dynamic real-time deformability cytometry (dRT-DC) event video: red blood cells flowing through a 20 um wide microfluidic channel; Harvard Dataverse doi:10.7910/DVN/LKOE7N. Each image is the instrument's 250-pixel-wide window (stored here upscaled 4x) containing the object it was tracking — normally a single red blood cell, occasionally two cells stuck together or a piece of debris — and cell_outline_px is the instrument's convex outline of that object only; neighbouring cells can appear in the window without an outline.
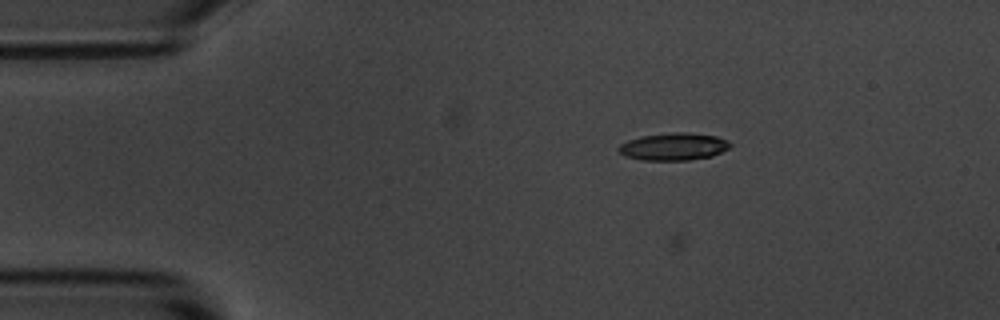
{"species": "common noctule bat (a hibernating species)", "species_latin": "Nyctalus noctula", "temperature_condition": "room temperature", "stored_images_in_passage": 20, "camera_frame_rate_fps": 3000, "um_per_image_px": 0.085, "animal": {"sex": "male", "body_mass_g": 20.1, "forearm_length_mm": 53.5}, "frame": {"image": 1, "passage_image": 11, "time_ms": 3.333, "image_size_px": [1000, 320], "cell_outline_px": [[732, 144], [728, 148], [712, 156], [688, 160], [644, 160], [624, 156], [616, 148], [620, 144], [628, 140], [644, 136], [676, 132], [688, 132], [716, 136], [728, 140]], "centroid_in_image_um": [57.26, 12.46], "position_along_channel_um": 27.7, "area_um2": 17.69}}